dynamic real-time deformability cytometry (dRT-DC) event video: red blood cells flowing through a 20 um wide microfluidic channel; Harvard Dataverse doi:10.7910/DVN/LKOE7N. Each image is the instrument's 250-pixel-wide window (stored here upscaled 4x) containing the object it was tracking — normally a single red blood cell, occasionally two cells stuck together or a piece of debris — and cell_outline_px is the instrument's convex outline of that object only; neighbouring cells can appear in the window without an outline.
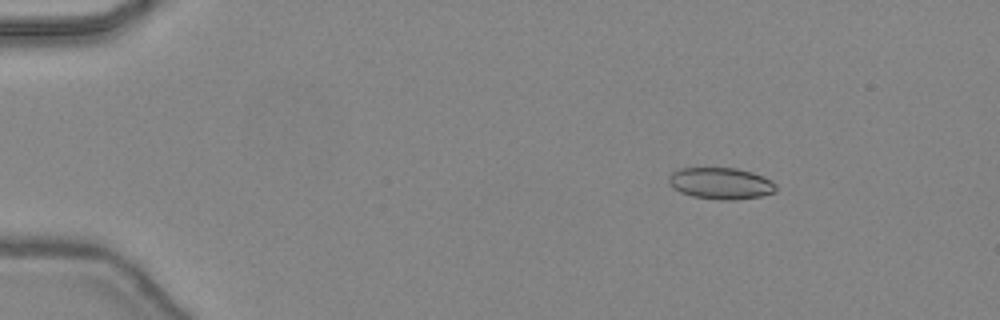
{"species": "common noctule bat (a hibernating species)", "species_latin": "Nyctalus noctula", "temperature_condition": "warm", "stored_images_in_passage": 45, "camera_frame_rate_fps": 3000, "um_per_image_px": 0.085, "animal": {"sex": "female", "body_mass_g": 24.6, "forearm_length_mm": 56.2}, "frame": {"image": 1, "passage_image": 6, "time_ms": 1.667, "image_size_px": [1000, 320], "cell_outline_px": [[776, 192], [760, 196], [736, 200], [720, 200], [692, 196], [680, 192], [672, 188], [668, 184], [668, 176], [672, 172], [680, 168], [736, 168], [752, 172], [764, 176], [772, 180], [776, 184]], "centroid_in_image_um": [61.26, 15.59], "position_along_channel_um": 23.7, "area_um2": 20.0}}
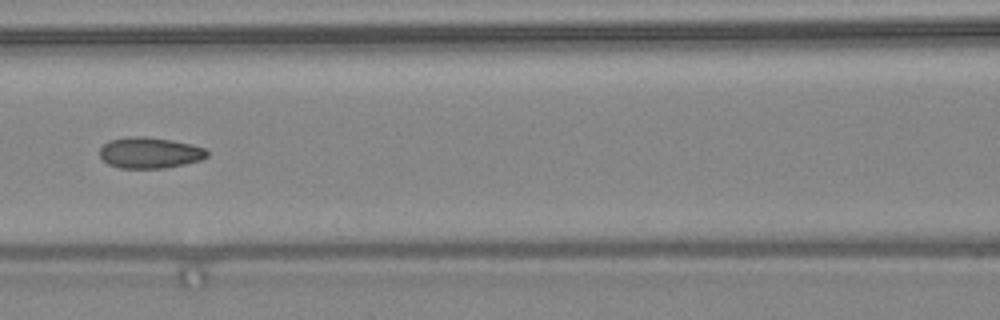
{"frame": {"image": 2, "passage_image": 21, "time_ms": 6.667, "image_size_px": [1000, 320], "cell_outline_px": [[208, 156], [200, 160], [184, 164], [164, 168], [120, 168], [108, 164], [100, 156], [100, 148], [108, 140], [132, 136], [144, 136], [172, 140], [204, 148], [208, 152]], "centroid_in_image_um": [12.7, 12.98], "position_along_channel_um": 153.9, "area_um2": 19.31}}
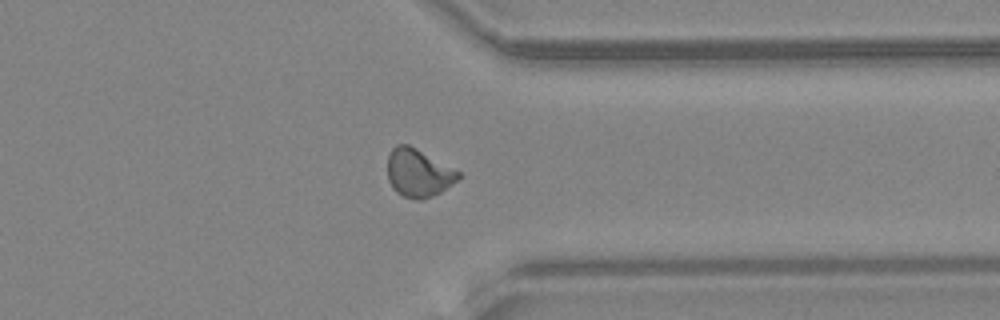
{"frame": {"image": 3, "passage_image": 36, "time_ms": 11.667, "image_size_px": [1000, 320], "cell_outline_px": [[460, 176], [456, 180], [440, 192], [432, 196], [420, 200], [404, 196], [396, 192], [392, 188], [388, 180], [388, 156], [392, 148], [396, 144], [408, 144], [416, 148], [460, 172]], "centroid_in_image_um": [35.52, 14.69], "position_along_channel_um": 375.9, "area_um2": 19.54}, "authors_computed_cell_mechanics": {"area_um2": 19.363, "velocity_mm_per_s": 4.4879, "shape_relaxation_time_tau1_ms": null, "shape_relaxation_time_tau2_ms": 1.321, "deformation_change_tau1": null, "deformation_change_tau2": 0.0753}}